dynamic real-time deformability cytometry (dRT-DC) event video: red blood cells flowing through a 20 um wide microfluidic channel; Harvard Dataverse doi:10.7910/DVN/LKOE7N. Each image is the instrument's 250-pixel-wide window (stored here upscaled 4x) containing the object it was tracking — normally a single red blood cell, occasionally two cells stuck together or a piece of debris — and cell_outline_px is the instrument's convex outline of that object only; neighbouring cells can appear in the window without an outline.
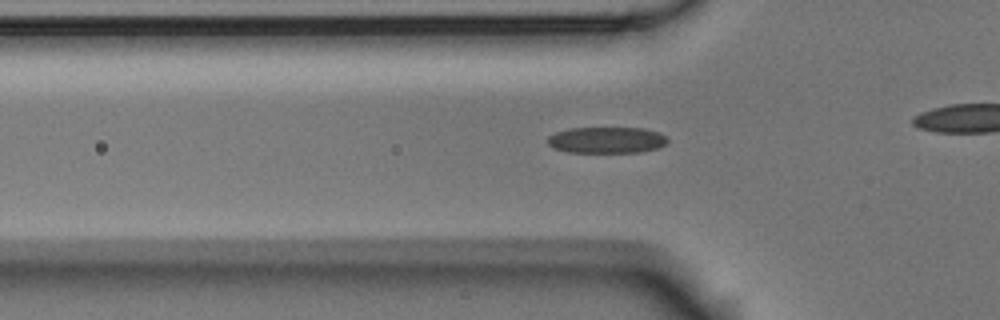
{"species": "Egyptian fruit bat (a non-hibernating species)", "species_latin": "Rousettus aegyptiacus", "temperature_condition": "room temperature", "stored_images_in_passage": 38, "camera_frame_rate_fps": 3000, "um_per_image_px": 0.085, "animal": {"sex": "male"}, "frame": {"image": 1, "passage_image": 11, "time_ms": 3.333, "image_size_px": [1000, 320], "cell_outline_px": [[668, 140], [660, 148], [640, 152], [568, 152], [552, 148], [548, 144], [548, 136], [556, 132], [572, 128], [644, 128], [660, 132], [668, 136]], "centroid_in_image_um": [51.6, 11.9], "position_along_channel_um": 74.2, "area_um2": 18.5}}
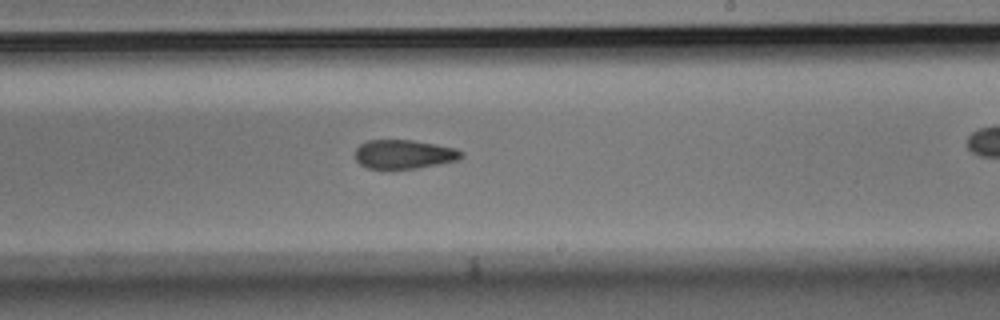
{"frame": {"image": 2, "passage_image": 26, "time_ms": 8.333, "image_size_px": [1000, 320], "cell_outline_px": [[464, 156], [460, 160], [416, 168], [368, 168], [360, 164], [356, 160], [356, 148], [360, 144], [368, 140], [412, 140], [456, 148], [464, 152]], "centroid_in_image_um": [34.37, 13.1], "position_along_channel_um": 254.6, "area_um2": 17.86}}
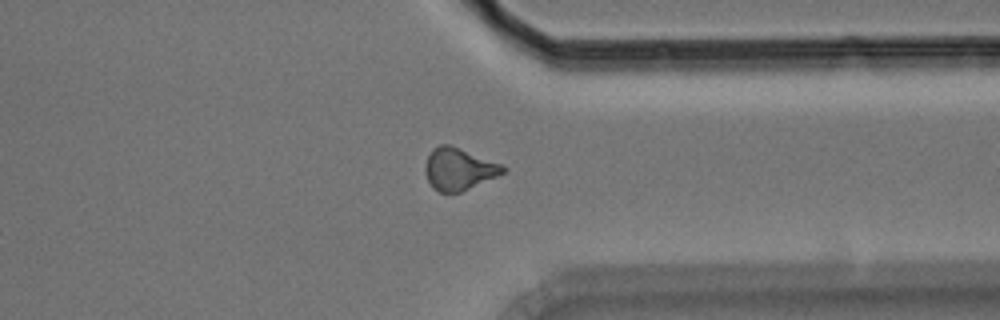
{"frame": {"image": 3, "passage_image": 36, "time_ms": 11.667, "image_size_px": [1000, 320], "cell_outline_px": [[508, 172], [460, 192], [440, 192], [432, 188], [424, 172], [424, 168], [428, 156], [432, 148], [440, 144], [452, 144], [500, 164], [508, 168]], "centroid_in_image_um": [39.0, 14.35], "position_along_channel_um": 372.4, "area_um2": 19.25}}